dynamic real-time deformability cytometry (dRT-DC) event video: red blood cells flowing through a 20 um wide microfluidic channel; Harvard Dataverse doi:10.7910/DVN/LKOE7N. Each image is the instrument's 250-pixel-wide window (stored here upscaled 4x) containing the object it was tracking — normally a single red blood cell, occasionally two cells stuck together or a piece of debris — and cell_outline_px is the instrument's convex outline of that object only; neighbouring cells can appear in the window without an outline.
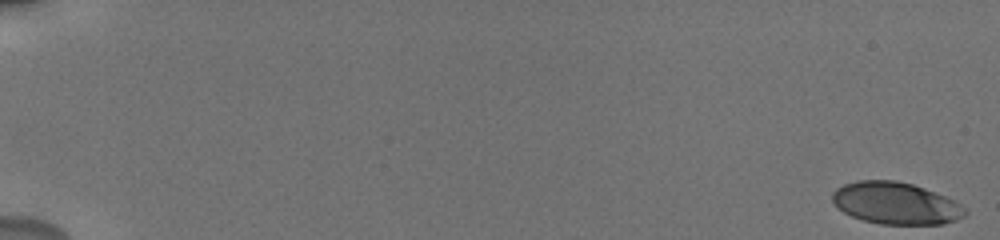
{"species": "human", "species_latin": "Homo sapiens", "temperature_condition": "cold", "stored_images_in_passage": 17, "camera_frame_rate_fps": 3000, "um_per_image_px": 0.085, "donor": {"sex": "male"}, "frame": {"image": 1, "passage_image": 1, "time_ms": 0.0, "image_size_px": [1000, 240], "cell_outline_px": [[968, 212], [964, 216], [956, 220], [944, 224], [880, 224], [864, 220], [852, 216], [844, 212], [832, 200], [832, 192], [836, 188], [844, 184], [856, 180], [896, 180], [912, 184], [924, 188], [944, 196], [960, 204]], "centroid_in_image_um": [76.13, 17.27], "position_along_channel_um": 8.9, "area_um2": 32.31}}
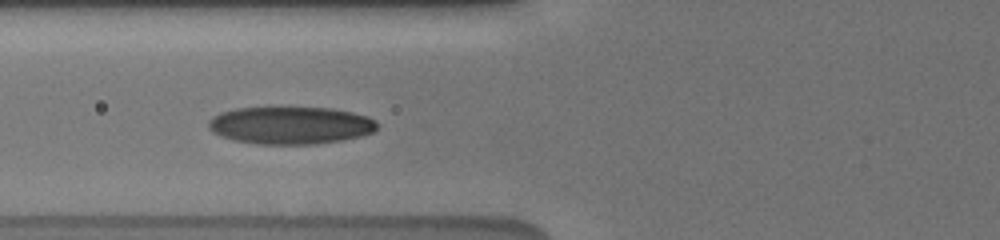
{"frame": {"image": 2, "passage_image": 14, "time_ms": 7.667, "image_size_px": [1000, 240], "cell_outline_px": [[380, 124], [372, 132], [360, 136], [340, 140], [316, 144], [256, 144], [232, 140], [220, 136], [212, 132], [208, 128], [208, 120], [212, 116], [220, 112], [236, 108], [268, 104], [332, 108], [352, 112], [368, 116], [376, 120]], "centroid_in_image_um": [24.63, 10.6], "position_along_channel_um": 101.2, "area_um2": 38.44}}
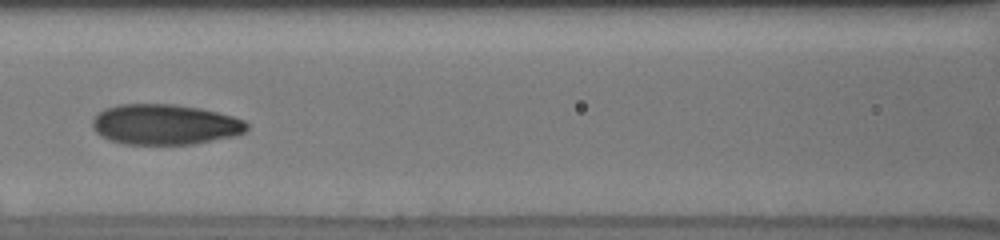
{"frame": {"image": 3, "passage_image": 16, "time_ms": 9.0, "image_size_px": [1000, 240], "cell_outline_px": [[248, 128], [244, 132], [236, 136], [192, 144], [124, 144], [108, 140], [100, 136], [92, 128], [92, 120], [104, 108], [120, 104], [172, 104], [200, 108], [232, 116], [244, 120], [248, 124]], "centroid_in_image_um": [14.0, 10.58], "position_along_channel_um": 152.6, "area_um2": 36.47}}